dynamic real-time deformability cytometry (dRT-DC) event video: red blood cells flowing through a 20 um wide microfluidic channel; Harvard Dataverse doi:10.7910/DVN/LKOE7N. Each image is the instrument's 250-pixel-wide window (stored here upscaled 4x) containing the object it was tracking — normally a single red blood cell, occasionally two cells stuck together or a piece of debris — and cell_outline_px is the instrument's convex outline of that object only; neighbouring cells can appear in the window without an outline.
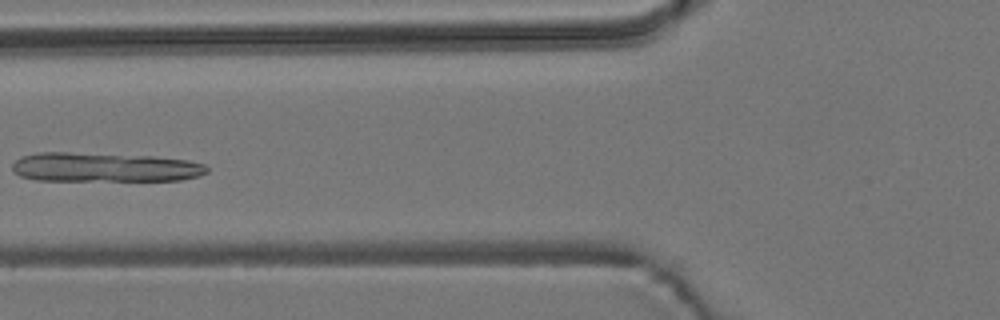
{"species": "common noctule bat (a hibernating species)", "species_latin": "Nyctalus noctula", "temperature_condition": "room temperature", "stored_images_in_passage": 7, "camera_frame_rate_fps": 3000, "um_per_image_px": 0.085, "animal": {"sex": "male", "body_mass_g": 19.2, "forearm_length_mm": 51.8}, "frame": {"image": 1, "passage_image": 6, "time_ms": 7.0, "image_size_px": [1000, 320], "cell_outline_px": [[208, 172], [200, 176], [180, 180], [36, 180], [20, 176], [12, 168], [12, 164], [20, 156], [36, 152], [68, 152], [152, 156], [188, 160], [204, 164], [208, 168]], "centroid_in_image_um": [8.88, 14.21], "position_along_channel_um": 116.9, "area_um2": 33.29}}
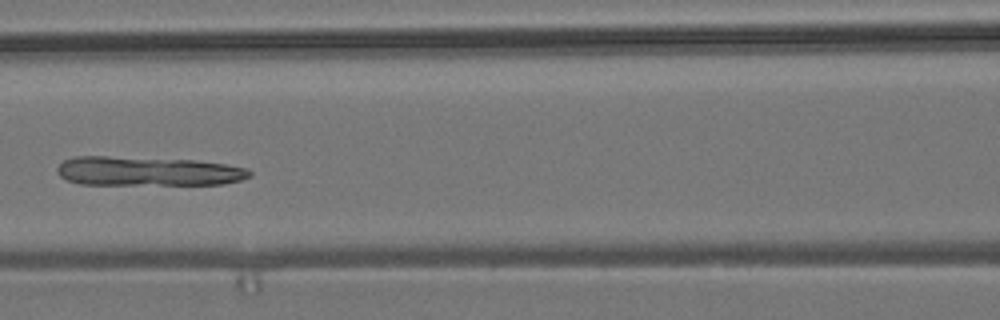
{"frame": {"image": 2, "passage_image": 7, "time_ms": 8.0, "image_size_px": [1000, 320], "cell_outline_px": [[252, 176], [240, 180], [224, 184], [80, 184], [68, 180], [60, 176], [56, 172], [56, 168], [64, 160], [76, 156], [104, 156], [196, 160], [224, 164], [248, 168], [252, 172]], "centroid_in_image_um": [12.57, 14.55], "position_along_channel_um": 154.0, "area_um2": 32.77}}